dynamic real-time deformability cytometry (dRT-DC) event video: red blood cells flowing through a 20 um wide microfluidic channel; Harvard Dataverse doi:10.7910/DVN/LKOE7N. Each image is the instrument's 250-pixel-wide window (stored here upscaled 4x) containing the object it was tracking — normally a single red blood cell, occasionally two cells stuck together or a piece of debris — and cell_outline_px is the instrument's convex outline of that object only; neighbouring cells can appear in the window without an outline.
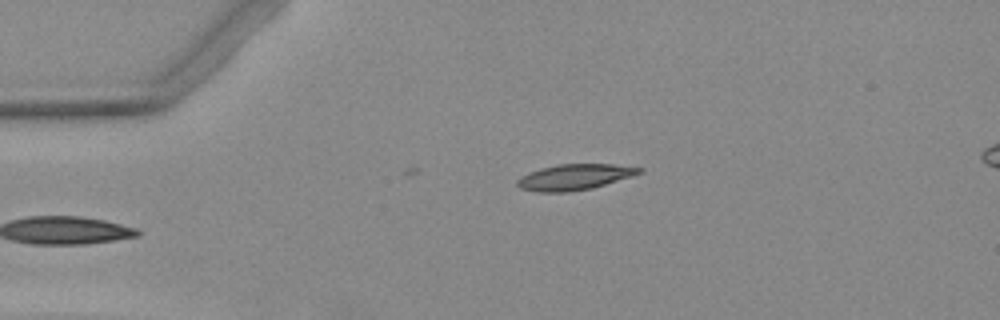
{"species": "Egyptian fruit bat (a non-hibernating species)", "species_latin": "Rousettus aegyptiacus", "temperature_condition": "warm", "stored_images_in_passage": 4, "camera_frame_rate_fps": 3000, "um_per_image_px": 0.085, "animal": {"sex": "female"}, "frame": {"image": 1, "passage_image": 4, "time_ms": 3.667, "image_size_px": [1000, 320], "cell_outline_px": [[644, 172], [632, 176], [592, 188], [568, 192], [536, 192], [520, 188], [516, 184], [516, 180], [540, 168], [560, 164], [612, 164], [644, 168]], "centroid_in_image_um": [48.86, 15.05], "position_along_channel_um": 36.1, "area_um2": 18.21}}